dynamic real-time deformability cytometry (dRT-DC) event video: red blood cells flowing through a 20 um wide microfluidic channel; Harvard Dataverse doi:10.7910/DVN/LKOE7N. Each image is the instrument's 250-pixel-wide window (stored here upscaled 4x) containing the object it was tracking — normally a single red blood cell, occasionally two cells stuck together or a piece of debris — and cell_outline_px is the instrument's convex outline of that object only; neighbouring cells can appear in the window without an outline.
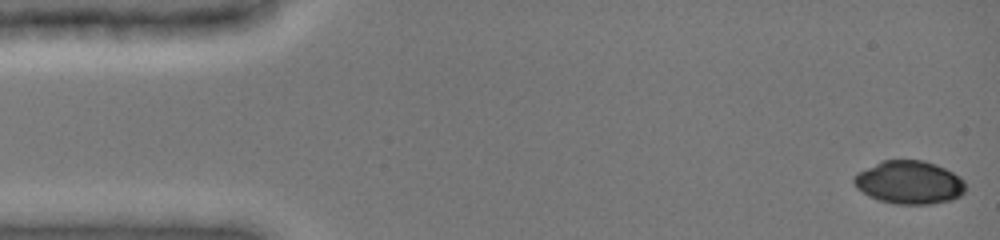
{"species": "common noctule bat (a hibernating species)", "species_latin": "Nyctalus noctula", "temperature_condition": "cold", "stored_images_in_passage": 14, "camera_frame_rate_fps": 3000, "um_per_image_px": 0.085, "animal": {"sex": "female", "body_mass_g": 19.0, "forearm_length_mm": 51.5}, "frame": {"image": 1, "passage_image": 1, "time_ms": 0.0, "image_size_px": [1000, 240], "cell_outline_px": [[964, 192], [960, 196], [952, 200], [928, 204], [896, 204], [880, 200], [868, 196], [856, 188], [852, 180], [860, 172], [884, 160], [924, 160], [936, 164], [952, 172], [964, 180]], "centroid_in_image_um": [77.3, 15.51], "position_along_channel_um": 7.7, "area_um2": 27.8}}
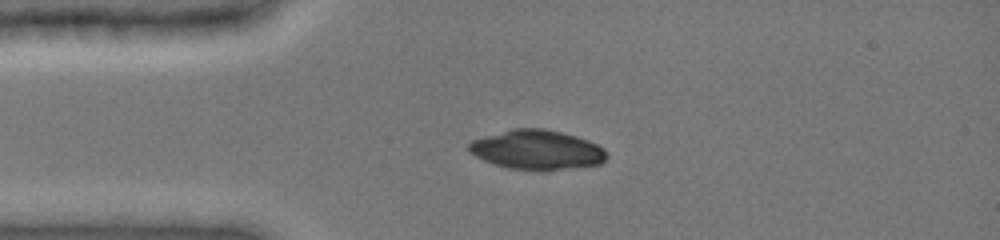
{"frame": {"image": 2, "passage_image": 10, "time_ms": 3.333, "image_size_px": [1000, 240], "cell_outline_px": [[608, 156], [600, 164], [544, 172], [540, 172], [508, 168], [484, 160], [468, 152], [468, 144], [472, 140], [512, 128], [544, 128], [576, 136], [588, 140], [604, 148]], "centroid_in_image_um": [45.65, 12.75], "position_along_channel_um": 39.4, "area_um2": 32.02}}
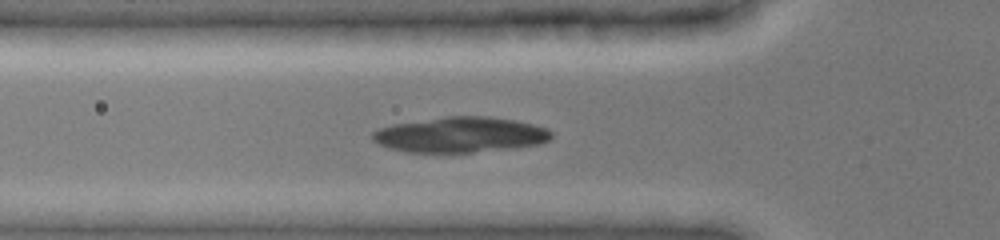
{"frame": {"image": 3, "passage_image": 13, "time_ms": 5.0, "image_size_px": [1000, 240], "cell_outline_px": [[552, 136], [548, 140], [536, 144], [516, 148], [472, 152], [404, 152], [380, 144], [372, 140], [372, 132], [380, 128], [392, 124], [444, 116], [492, 116], [516, 120], [548, 128], [552, 132]], "centroid_in_image_um": [39.14, 11.44], "position_along_channel_um": 86.7, "area_um2": 36.99}}